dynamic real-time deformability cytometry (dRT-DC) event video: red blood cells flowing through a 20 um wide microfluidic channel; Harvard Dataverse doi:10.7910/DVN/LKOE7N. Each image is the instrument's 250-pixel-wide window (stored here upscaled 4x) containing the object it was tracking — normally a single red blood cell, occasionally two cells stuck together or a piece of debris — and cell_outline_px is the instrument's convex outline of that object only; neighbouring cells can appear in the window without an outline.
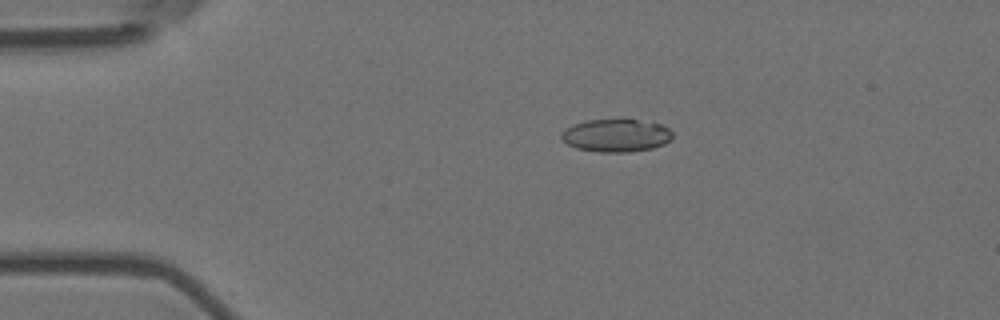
{"species": "Egyptian fruit bat (a non-hibernating species)", "species_latin": "Rousettus aegyptiacus", "temperature_condition": "room temperature", "stored_images_in_passage": 7, "camera_frame_rate_fps": 3000, "um_per_image_px": 0.085, "animal": {"sex": "female"}, "frame": {"image": 1, "passage_image": 3, "time_ms": 0.667, "image_size_px": [1000, 320], "cell_outline_px": [[672, 136], [664, 144], [652, 148], [628, 152], [600, 152], [576, 148], [568, 144], [560, 136], [560, 132], [572, 124], [588, 120], [620, 116], [624, 116], [652, 120], [668, 128], [672, 132]], "centroid_in_image_um": [52.38, 11.44], "position_along_channel_um": 32.6, "area_um2": 22.25}}
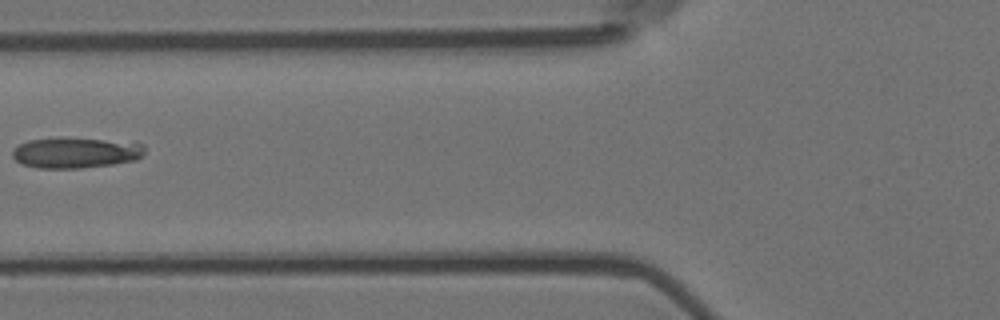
{"frame": {"image": 2, "passage_image": 6, "time_ms": 1.667, "image_size_px": [1000, 320], "cell_outline_px": [[144, 152], [136, 160], [112, 164], [80, 168], [36, 168], [24, 164], [16, 160], [12, 156], [12, 148], [28, 140], [136, 140], [144, 144]], "centroid_in_image_um": [6.5, 13.0], "position_along_channel_um": 119.3, "area_um2": 23.12}}
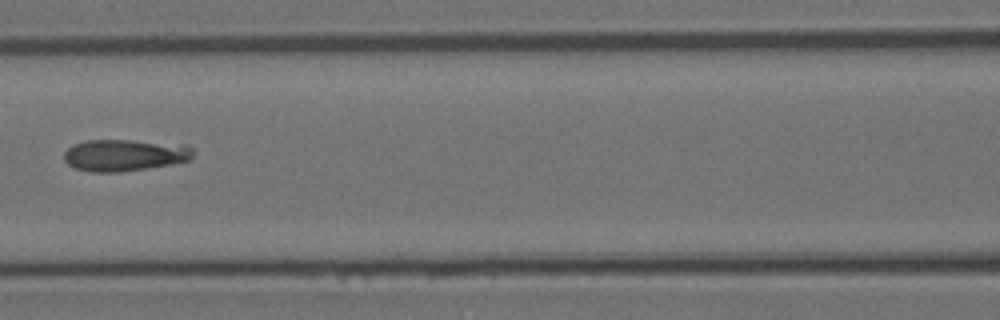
{"frame": {"image": 3, "passage_image": 7, "time_ms": 2.0, "image_size_px": [1000, 320], "cell_outline_px": [[196, 152], [188, 160], [172, 164], [120, 172], [88, 172], [76, 168], [68, 164], [64, 160], [64, 152], [72, 144], [88, 140], [132, 140], [188, 144]], "centroid_in_image_um": [10.61, 13.18], "position_along_channel_um": 156.0, "area_um2": 24.16}}